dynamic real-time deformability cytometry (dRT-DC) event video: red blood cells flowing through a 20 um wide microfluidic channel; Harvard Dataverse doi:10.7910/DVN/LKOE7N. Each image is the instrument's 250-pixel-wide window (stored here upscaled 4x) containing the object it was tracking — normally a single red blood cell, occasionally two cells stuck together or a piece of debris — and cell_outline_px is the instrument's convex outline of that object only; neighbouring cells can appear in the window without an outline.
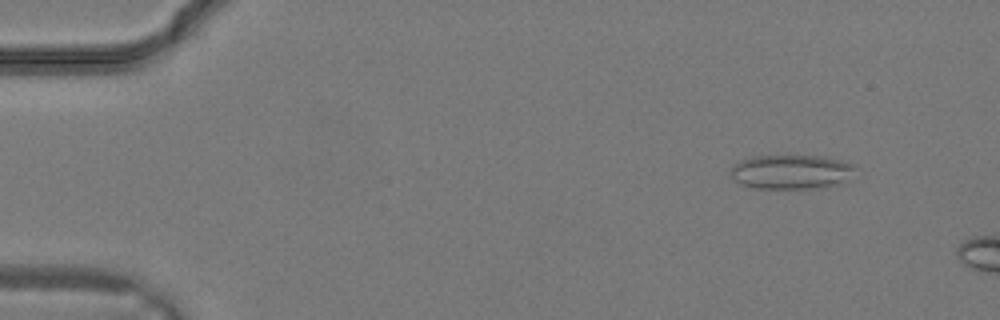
{"species": "common noctule bat (a hibernating species)", "species_latin": "Nyctalus noctula", "temperature_condition": "warm", "stored_images_in_passage": 7, "camera_frame_rate_fps": 3000, "um_per_image_px": 0.085, "animal": {"sex": "male", "body_mass_g": 19.2, "forearm_length_mm": 51.8}, "frame": {"image": 1, "passage_image": 4, "time_ms": 1.0, "image_size_px": [1000, 320], "cell_outline_px": [[852, 168], [840, 184], [828, 188], [756, 188], [740, 184], [732, 176], [732, 168], [740, 160], [748, 156], [820, 156], [852, 164]], "centroid_in_image_um": [67.17, 14.62], "position_along_channel_um": 17.8, "area_um2": 24.33}}